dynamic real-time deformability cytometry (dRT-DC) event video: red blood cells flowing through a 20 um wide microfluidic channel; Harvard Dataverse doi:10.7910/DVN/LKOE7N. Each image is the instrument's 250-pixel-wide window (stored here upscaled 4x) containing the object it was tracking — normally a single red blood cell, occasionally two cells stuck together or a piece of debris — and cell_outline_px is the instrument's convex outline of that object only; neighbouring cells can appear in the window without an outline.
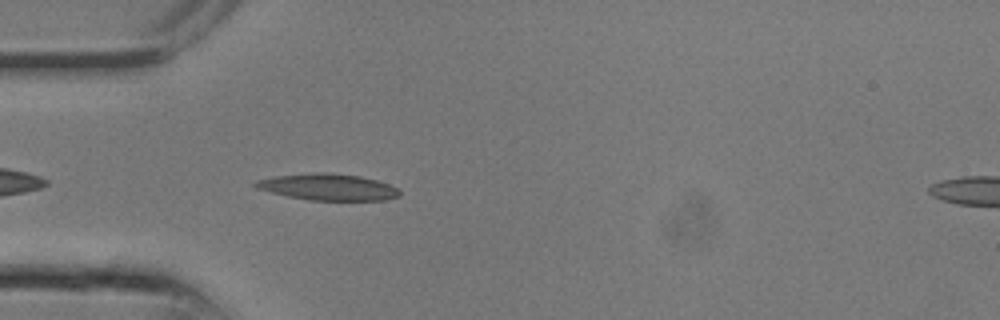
{"species": "common noctule bat (a hibernating species)", "species_latin": "Nyctalus noctula", "temperature_condition": "room temperature", "stored_images_in_passage": 7, "camera_frame_rate_fps": 3000, "um_per_image_px": 0.085, "animal": {"sex": "male", "body_mass_g": 13.3}, "frame": {"image": 1, "passage_image": 7, "time_ms": 2.0, "image_size_px": [1000, 320], "cell_outline_px": [[400, 196], [384, 200], [312, 200], [288, 196], [256, 188], [252, 184], [256, 180], [276, 176], [320, 172], [328, 172], [360, 176], [376, 180], [388, 184], [396, 188], [400, 192]], "centroid_in_image_um": [27.88, 15.89], "position_along_channel_um": 57.1, "area_um2": 21.96}}